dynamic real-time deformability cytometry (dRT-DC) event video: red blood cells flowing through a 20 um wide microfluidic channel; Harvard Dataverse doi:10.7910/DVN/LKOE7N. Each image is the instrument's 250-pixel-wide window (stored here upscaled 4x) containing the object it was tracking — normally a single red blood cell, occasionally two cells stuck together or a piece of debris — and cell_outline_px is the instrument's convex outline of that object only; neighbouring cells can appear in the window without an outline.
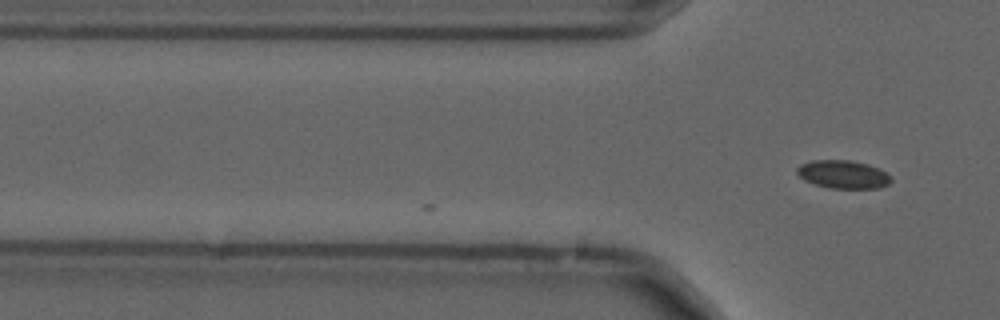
{"species": "common noctule bat (a hibernating species)", "species_latin": "Nyctalus noctula", "temperature_condition": "cold", "stored_images_in_passage": 3, "camera_frame_rate_fps": 3000, "um_per_image_px": 0.085, "animal": {"sex": "male", "forearm_length_mm": 52.5}, "frame": {"image": 1, "passage_image": 3, "time_ms": 0.667, "image_size_px": [1000, 320], "cell_outline_px": [[892, 180], [888, 184], [880, 188], [832, 188], [816, 184], [804, 180], [796, 172], [796, 168], [800, 164], [812, 160], [852, 160], [868, 164], [880, 168], [892, 176]], "centroid_in_image_um": [71.69, 14.81], "position_along_channel_um": 54.1, "area_um2": 15.55}}